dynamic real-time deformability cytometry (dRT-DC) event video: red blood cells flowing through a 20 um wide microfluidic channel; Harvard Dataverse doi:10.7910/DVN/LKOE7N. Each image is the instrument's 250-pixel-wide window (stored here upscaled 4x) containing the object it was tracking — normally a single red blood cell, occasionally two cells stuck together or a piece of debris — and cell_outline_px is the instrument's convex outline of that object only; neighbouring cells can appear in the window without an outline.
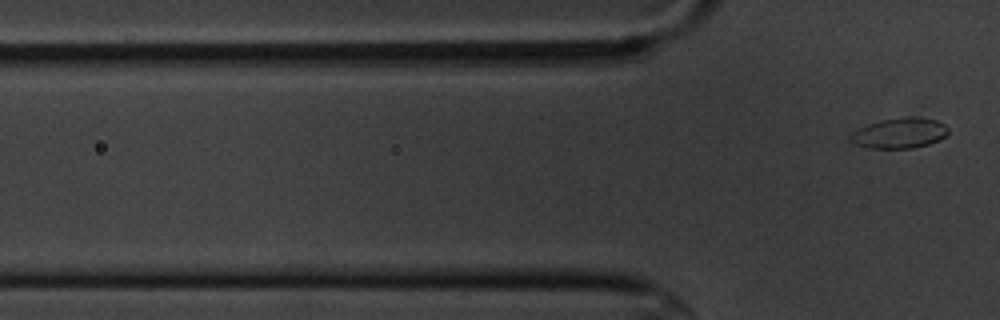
{"species": "common noctule bat (a hibernating species)", "species_latin": "Nyctalus noctula", "temperature_condition": "cold", "stored_images_in_passage": 6, "camera_frame_rate_fps": 3000, "um_per_image_px": 0.085, "animal": {"sex": "male", "body_mass_g": 20.1, "forearm_length_mm": 53.5}, "frame": {"image": 1, "passage_image": 6, "time_ms": 7.333, "image_size_px": [1000, 320], "cell_outline_px": [[948, 132], [940, 140], [928, 144], [912, 148], [868, 148], [852, 144], [848, 140], [848, 136], [852, 132], [868, 124], [880, 120], [908, 116], [912, 116], [936, 120], [944, 124], [948, 128]], "centroid_in_image_um": [76.41, 11.32], "position_along_channel_um": 49.4, "area_um2": 17.46}}